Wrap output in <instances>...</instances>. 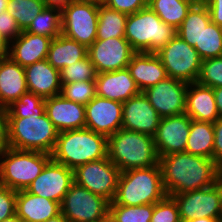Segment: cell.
<instances>
[{
    "instance_id": "cell-17",
    "label": "cell",
    "mask_w": 222,
    "mask_h": 222,
    "mask_svg": "<svg viewBox=\"0 0 222 222\" xmlns=\"http://www.w3.org/2000/svg\"><path fill=\"white\" fill-rule=\"evenodd\" d=\"M191 121L186 113L161 118L153 136L158 157L185 151Z\"/></svg>"
},
{
    "instance_id": "cell-48",
    "label": "cell",
    "mask_w": 222,
    "mask_h": 222,
    "mask_svg": "<svg viewBox=\"0 0 222 222\" xmlns=\"http://www.w3.org/2000/svg\"><path fill=\"white\" fill-rule=\"evenodd\" d=\"M219 118H222V87L213 88Z\"/></svg>"
},
{
    "instance_id": "cell-38",
    "label": "cell",
    "mask_w": 222,
    "mask_h": 222,
    "mask_svg": "<svg viewBox=\"0 0 222 222\" xmlns=\"http://www.w3.org/2000/svg\"><path fill=\"white\" fill-rule=\"evenodd\" d=\"M61 95L70 101L86 105L96 96L95 80L75 81L62 85Z\"/></svg>"
},
{
    "instance_id": "cell-36",
    "label": "cell",
    "mask_w": 222,
    "mask_h": 222,
    "mask_svg": "<svg viewBox=\"0 0 222 222\" xmlns=\"http://www.w3.org/2000/svg\"><path fill=\"white\" fill-rule=\"evenodd\" d=\"M153 210L154 204L109 205V222H150Z\"/></svg>"
},
{
    "instance_id": "cell-50",
    "label": "cell",
    "mask_w": 222,
    "mask_h": 222,
    "mask_svg": "<svg viewBox=\"0 0 222 222\" xmlns=\"http://www.w3.org/2000/svg\"><path fill=\"white\" fill-rule=\"evenodd\" d=\"M185 222H222L221 219H216V218H208V217H202V218H194L190 219Z\"/></svg>"
},
{
    "instance_id": "cell-52",
    "label": "cell",
    "mask_w": 222,
    "mask_h": 222,
    "mask_svg": "<svg viewBox=\"0 0 222 222\" xmlns=\"http://www.w3.org/2000/svg\"><path fill=\"white\" fill-rule=\"evenodd\" d=\"M0 222H24L17 214H14L13 216L6 218Z\"/></svg>"
},
{
    "instance_id": "cell-28",
    "label": "cell",
    "mask_w": 222,
    "mask_h": 222,
    "mask_svg": "<svg viewBox=\"0 0 222 222\" xmlns=\"http://www.w3.org/2000/svg\"><path fill=\"white\" fill-rule=\"evenodd\" d=\"M210 22V13L205 3L193 5L176 34L190 46L200 47L201 32Z\"/></svg>"
},
{
    "instance_id": "cell-11",
    "label": "cell",
    "mask_w": 222,
    "mask_h": 222,
    "mask_svg": "<svg viewBox=\"0 0 222 222\" xmlns=\"http://www.w3.org/2000/svg\"><path fill=\"white\" fill-rule=\"evenodd\" d=\"M121 171L108 156L80 165L73 170L74 183L102 196L110 203L114 200Z\"/></svg>"
},
{
    "instance_id": "cell-1",
    "label": "cell",
    "mask_w": 222,
    "mask_h": 222,
    "mask_svg": "<svg viewBox=\"0 0 222 222\" xmlns=\"http://www.w3.org/2000/svg\"><path fill=\"white\" fill-rule=\"evenodd\" d=\"M158 163L167 196L204 189L218 182L217 163L213 159L184 151L161 156Z\"/></svg>"
},
{
    "instance_id": "cell-16",
    "label": "cell",
    "mask_w": 222,
    "mask_h": 222,
    "mask_svg": "<svg viewBox=\"0 0 222 222\" xmlns=\"http://www.w3.org/2000/svg\"><path fill=\"white\" fill-rule=\"evenodd\" d=\"M123 103L95 96L85 105V128L107 138L122 128Z\"/></svg>"
},
{
    "instance_id": "cell-47",
    "label": "cell",
    "mask_w": 222,
    "mask_h": 222,
    "mask_svg": "<svg viewBox=\"0 0 222 222\" xmlns=\"http://www.w3.org/2000/svg\"><path fill=\"white\" fill-rule=\"evenodd\" d=\"M10 42L0 34V59L9 57Z\"/></svg>"
},
{
    "instance_id": "cell-34",
    "label": "cell",
    "mask_w": 222,
    "mask_h": 222,
    "mask_svg": "<svg viewBox=\"0 0 222 222\" xmlns=\"http://www.w3.org/2000/svg\"><path fill=\"white\" fill-rule=\"evenodd\" d=\"M201 60L222 56V27L210 22L200 35V47H194Z\"/></svg>"
},
{
    "instance_id": "cell-39",
    "label": "cell",
    "mask_w": 222,
    "mask_h": 222,
    "mask_svg": "<svg viewBox=\"0 0 222 222\" xmlns=\"http://www.w3.org/2000/svg\"><path fill=\"white\" fill-rule=\"evenodd\" d=\"M196 82L211 88L222 87V56L203 60Z\"/></svg>"
},
{
    "instance_id": "cell-27",
    "label": "cell",
    "mask_w": 222,
    "mask_h": 222,
    "mask_svg": "<svg viewBox=\"0 0 222 222\" xmlns=\"http://www.w3.org/2000/svg\"><path fill=\"white\" fill-rule=\"evenodd\" d=\"M88 48L64 35L51 40L47 60L59 71L87 56Z\"/></svg>"
},
{
    "instance_id": "cell-33",
    "label": "cell",
    "mask_w": 222,
    "mask_h": 222,
    "mask_svg": "<svg viewBox=\"0 0 222 222\" xmlns=\"http://www.w3.org/2000/svg\"><path fill=\"white\" fill-rule=\"evenodd\" d=\"M6 118H28L45 114V99L32 92L24 93L5 110Z\"/></svg>"
},
{
    "instance_id": "cell-12",
    "label": "cell",
    "mask_w": 222,
    "mask_h": 222,
    "mask_svg": "<svg viewBox=\"0 0 222 222\" xmlns=\"http://www.w3.org/2000/svg\"><path fill=\"white\" fill-rule=\"evenodd\" d=\"M178 206L181 222L194 218L221 219L220 181L199 190L171 195Z\"/></svg>"
},
{
    "instance_id": "cell-20",
    "label": "cell",
    "mask_w": 222,
    "mask_h": 222,
    "mask_svg": "<svg viewBox=\"0 0 222 222\" xmlns=\"http://www.w3.org/2000/svg\"><path fill=\"white\" fill-rule=\"evenodd\" d=\"M95 83L97 96L121 103L141 92L127 68L97 73Z\"/></svg>"
},
{
    "instance_id": "cell-53",
    "label": "cell",
    "mask_w": 222,
    "mask_h": 222,
    "mask_svg": "<svg viewBox=\"0 0 222 222\" xmlns=\"http://www.w3.org/2000/svg\"><path fill=\"white\" fill-rule=\"evenodd\" d=\"M9 0H0V13L7 10Z\"/></svg>"
},
{
    "instance_id": "cell-57",
    "label": "cell",
    "mask_w": 222,
    "mask_h": 222,
    "mask_svg": "<svg viewBox=\"0 0 222 222\" xmlns=\"http://www.w3.org/2000/svg\"><path fill=\"white\" fill-rule=\"evenodd\" d=\"M207 0H200V3H205Z\"/></svg>"
},
{
    "instance_id": "cell-18",
    "label": "cell",
    "mask_w": 222,
    "mask_h": 222,
    "mask_svg": "<svg viewBox=\"0 0 222 222\" xmlns=\"http://www.w3.org/2000/svg\"><path fill=\"white\" fill-rule=\"evenodd\" d=\"M160 120L143 92L123 102L122 128L125 130L154 136Z\"/></svg>"
},
{
    "instance_id": "cell-30",
    "label": "cell",
    "mask_w": 222,
    "mask_h": 222,
    "mask_svg": "<svg viewBox=\"0 0 222 222\" xmlns=\"http://www.w3.org/2000/svg\"><path fill=\"white\" fill-rule=\"evenodd\" d=\"M127 16V14L107 7L100 0L96 39L125 37Z\"/></svg>"
},
{
    "instance_id": "cell-41",
    "label": "cell",
    "mask_w": 222,
    "mask_h": 222,
    "mask_svg": "<svg viewBox=\"0 0 222 222\" xmlns=\"http://www.w3.org/2000/svg\"><path fill=\"white\" fill-rule=\"evenodd\" d=\"M17 191L0 185V221L16 214Z\"/></svg>"
},
{
    "instance_id": "cell-14",
    "label": "cell",
    "mask_w": 222,
    "mask_h": 222,
    "mask_svg": "<svg viewBox=\"0 0 222 222\" xmlns=\"http://www.w3.org/2000/svg\"><path fill=\"white\" fill-rule=\"evenodd\" d=\"M188 83L167 77L143 91L161 118L186 113Z\"/></svg>"
},
{
    "instance_id": "cell-46",
    "label": "cell",
    "mask_w": 222,
    "mask_h": 222,
    "mask_svg": "<svg viewBox=\"0 0 222 222\" xmlns=\"http://www.w3.org/2000/svg\"><path fill=\"white\" fill-rule=\"evenodd\" d=\"M8 147L6 113L0 110V158Z\"/></svg>"
},
{
    "instance_id": "cell-8",
    "label": "cell",
    "mask_w": 222,
    "mask_h": 222,
    "mask_svg": "<svg viewBox=\"0 0 222 222\" xmlns=\"http://www.w3.org/2000/svg\"><path fill=\"white\" fill-rule=\"evenodd\" d=\"M100 0H75L61 9V34L87 48L97 36Z\"/></svg>"
},
{
    "instance_id": "cell-6",
    "label": "cell",
    "mask_w": 222,
    "mask_h": 222,
    "mask_svg": "<svg viewBox=\"0 0 222 222\" xmlns=\"http://www.w3.org/2000/svg\"><path fill=\"white\" fill-rule=\"evenodd\" d=\"M175 35L149 6L127 16L125 38L136 52L156 53Z\"/></svg>"
},
{
    "instance_id": "cell-23",
    "label": "cell",
    "mask_w": 222,
    "mask_h": 222,
    "mask_svg": "<svg viewBox=\"0 0 222 222\" xmlns=\"http://www.w3.org/2000/svg\"><path fill=\"white\" fill-rule=\"evenodd\" d=\"M127 69L141 92L168 77L160 58L151 52H136Z\"/></svg>"
},
{
    "instance_id": "cell-37",
    "label": "cell",
    "mask_w": 222,
    "mask_h": 222,
    "mask_svg": "<svg viewBox=\"0 0 222 222\" xmlns=\"http://www.w3.org/2000/svg\"><path fill=\"white\" fill-rule=\"evenodd\" d=\"M61 84L71 83L75 81H91L97 77L95 66L90 61L88 55L68 65L60 70Z\"/></svg>"
},
{
    "instance_id": "cell-45",
    "label": "cell",
    "mask_w": 222,
    "mask_h": 222,
    "mask_svg": "<svg viewBox=\"0 0 222 222\" xmlns=\"http://www.w3.org/2000/svg\"><path fill=\"white\" fill-rule=\"evenodd\" d=\"M205 5L209 10L211 22L222 27V0H207Z\"/></svg>"
},
{
    "instance_id": "cell-54",
    "label": "cell",
    "mask_w": 222,
    "mask_h": 222,
    "mask_svg": "<svg viewBox=\"0 0 222 222\" xmlns=\"http://www.w3.org/2000/svg\"><path fill=\"white\" fill-rule=\"evenodd\" d=\"M218 168V181L222 182V160L217 163Z\"/></svg>"
},
{
    "instance_id": "cell-21",
    "label": "cell",
    "mask_w": 222,
    "mask_h": 222,
    "mask_svg": "<svg viewBox=\"0 0 222 222\" xmlns=\"http://www.w3.org/2000/svg\"><path fill=\"white\" fill-rule=\"evenodd\" d=\"M29 92L47 99L61 94L60 71L47 59L24 67Z\"/></svg>"
},
{
    "instance_id": "cell-44",
    "label": "cell",
    "mask_w": 222,
    "mask_h": 222,
    "mask_svg": "<svg viewBox=\"0 0 222 222\" xmlns=\"http://www.w3.org/2000/svg\"><path fill=\"white\" fill-rule=\"evenodd\" d=\"M214 147L213 160L218 163L222 160V118H218L214 123Z\"/></svg>"
},
{
    "instance_id": "cell-5",
    "label": "cell",
    "mask_w": 222,
    "mask_h": 222,
    "mask_svg": "<svg viewBox=\"0 0 222 222\" xmlns=\"http://www.w3.org/2000/svg\"><path fill=\"white\" fill-rule=\"evenodd\" d=\"M8 146L17 150L52 154L59 131L47 114L28 118H6Z\"/></svg>"
},
{
    "instance_id": "cell-19",
    "label": "cell",
    "mask_w": 222,
    "mask_h": 222,
    "mask_svg": "<svg viewBox=\"0 0 222 222\" xmlns=\"http://www.w3.org/2000/svg\"><path fill=\"white\" fill-rule=\"evenodd\" d=\"M45 113L60 132L85 128V106L61 94L45 99Z\"/></svg>"
},
{
    "instance_id": "cell-31",
    "label": "cell",
    "mask_w": 222,
    "mask_h": 222,
    "mask_svg": "<svg viewBox=\"0 0 222 222\" xmlns=\"http://www.w3.org/2000/svg\"><path fill=\"white\" fill-rule=\"evenodd\" d=\"M148 6L164 23L177 30L193 4L185 0H148Z\"/></svg>"
},
{
    "instance_id": "cell-32",
    "label": "cell",
    "mask_w": 222,
    "mask_h": 222,
    "mask_svg": "<svg viewBox=\"0 0 222 222\" xmlns=\"http://www.w3.org/2000/svg\"><path fill=\"white\" fill-rule=\"evenodd\" d=\"M24 31L52 39L61 35V9L45 7Z\"/></svg>"
},
{
    "instance_id": "cell-9",
    "label": "cell",
    "mask_w": 222,
    "mask_h": 222,
    "mask_svg": "<svg viewBox=\"0 0 222 222\" xmlns=\"http://www.w3.org/2000/svg\"><path fill=\"white\" fill-rule=\"evenodd\" d=\"M110 202L73 183L60 204L69 222H109Z\"/></svg>"
},
{
    "instance_id": "cell-49",
    "label": "cell",
    "mask_w": 222,
    "mask_h": 222,
    "mask_svg": "<svg viewBox=\"0 0 222 222\" xmlns=\"http://www.w3.org/2000/svg\"><path fill=\"white\" fill-rule=\"evenodd\" d=\"M45 2L46 7H57L64 8L66 5L75 0H43Z\"/></svg>"
},
{
    "instance_id": "cell-40",
    "label": "cell",
    "mask_w": 222,
    "mask_h": 222,
    "mask_svg": "<svg viewBox=\"0 0 222 222\" xmlns=\"http://www.w3.org/2000/svg\"><path fill=\"white\" fill-rule=\"evenodd\" d=\"M150 222H181L177 203L171 196L154 204Z\"/></svg>"
},
{
    "instance_id": "cell-55",
    "label": "cell",
    "mask_w": 222,
    "mask_h": 222,
    "mask_svg": "<svg viewBox=\"0 0 222 222\" xmlns=\"http://www.w3.org/2000/svg\"><path fill=\"white\" fill-rule=\"evenodd\" d=\"M185 1L191 2L193 5L200 4V0H185Z\"/></svg>"
},
{
    "instance_id": "cell-24",
    "label": "cell",
    "mask_w": 222,
    "mask_h": 222,
    "mask_svg": "<svg viewBox=\"0 0 222 222\" xmlns=\"http://www.w3.org/2000/svg\"><path fill=\"white\" fill-rule=\"evenodd\" d=\"M28 92L24 67L10 57L0 59V110Z\"/></svg>"
},
{
    "instance_id": "cell-29",
    "label": "cell",
    "mask_w": 222,
    "mask_h": 222,
    "mask_svg": "<svg viewBox=\"0 0 222 222\" xmlns=\"http://www.w3.org/2000/svg\"><path fill=\"white\" fill-rule=\"evenodd\" d=\"M214 139L213 123L192 119L185 151L213 159Z\"/></svg>"
},
{
    "instance_id": "cell-51",
    "label": "cell",
    "mask_w": 222,
    "mask_h": 222,
    "mask_svg": "<svg viewBox=\"0 0 222 222\" xmlns=\"http://www.w3.org/2000/svg\"><path fill=\"white\" fill-rule=\"evenodd\" d=\"M46 222H69L61 213L53 218L48 219Z\"/></svg>"
},
{
    "instance_id": "cell-35",
    "label": "cell",
    "mask_w": 222,
    "mask_h": 222,
    "mask_svg": "<svg viewBox=\"0 0 222 222\" xmlns=\"http://www.w3.org/2000/svg\"><path fill=\"white\" fill-rule=\"evenodd\" d=\"M43 0H9L7 10L21 30H25L37 14L45 9Z\"/></svg>"
},
{
    "instance_id": "cell-25",
    "label": "cell",
    "mask_w": 222,
    "mask_h": 222,
    "mask_svg": "<svg viewBox=\"0 0 222 222\" xmlns=\"http://www.w3.org/2000/svg\"><path fill=\"white\" fill-rule=\"evenodd\" d=\"M15 209L24 222H46L61 213L60 203L31 194L27 190L17 191Z\"/></svg>"
},
{
    "instance_id": "cell-15",
    "label": "cell",
    "mask_w": 222,
    "mask_h": 222,
    "mask_svg": "<svg viewBox=\"0 0 222 222\" xmlns=\"http://www.w3.org/2000/svg\"><path fill=\"white\" fill-rule=\"evenodd\" d=\"M73 183V170L51 159L26 190L61 204Z\"/></svg>"
},
{
    "instance_id": "cell-7",
    "label": "cell",
    "mask_w": 222,
    "mask_h": 222,
    "mask_svg": "<svg viewBox=\"0 0 222 222\" xmlns=\"http://www.w3.org/2000/svg\"><path fill=\"white\" fill-rule=\"evenodd\" d=\"M51 154L8 147L0 158V185L15 191L26 190L40 175Z\"/></svg>"
},
{
    "instance_id": "cell-4",
    "label": "cell",
    "mask_w": 222,
    "mask_h": 222,
    "mask_svg": "<svg viewBox=\"0 0 222 222\" xmlns=\"http://www.w3.org/2000/svg\"><path fill=\"white\" fill-rule=\"evenodd\" d=\"M167 196L159 163L148 168L120 173L117 192L109 205L139 206L155 204Z\"/></svg>"
},
{
    "instance_id": "cell-43",
    "label": "cell",
    "mask_w": 222,
    "mask_h": 222,
    "mask_svg": "<svg viewBox=\"0 0 222 222\" xmlns=\"http://www.w3.org/2000/svg\"><path fill=\"white\" fill-rule=\"evenodd\" d=\"M22 30L18 26L14 17L8 10L0 13V34H2L9 42L15 40Z\"/></svg>"
},
{
    "instance_id": "cell-22",
    "label": "cell",
    "mask_w": 222,
    "mask_h": 222,
    "mask_svg": "<svg viewBox=\"0 0 222 222\" xmlns=\"http://www.w3.org/2000/svg\"><path fill=\"white\" fill-rule=\"evenodd\" d=\"M52 38L28 33H22L10 42L9 57L22 67L47 59Z\"/></svg>"
},
{
    "instance_id": "cell-3",
    "label": "cell",
    "mask_w": 222,
    "mask_h": 222,
    "mask_svg": "<svg viewBox=\"0 0 222 222\" xmlns=\"http://www.w3.org/2000/svg\"><path fill=\"white\" fill-rule=\"evenodd\" d=\"M107 137L90 129L60 132L52 159L74 170L88 162L107 157Z\"/></svg>"
},
{
    "instance_id": "cell-13",
    "label": "cell",
    "mask_w": 222,
    "mask_h": 222,
    "mask_svg": "<svg viewBox=\"0 0 222 222\" xmlns=\"http://www.w3.org/2000/svg\"><path fill=\"white\" fill-rule=\"evenodd\" d=\"M136 51L125 37L96 39L88 47L87 55L97 73L111 72L127 68Z\"/></svg>"
},
{
    "instance_id": "cell-42",
    "label": "cell",
    "mask_w": 222,
    "mask_h": 222,
    "mask_svg": "<svg viewBox=\"0 0 222 222\" xmlns=\"http://www.w3.org/2000/svg\"><path fill=\"white\" fill-rule=\"evenodd\" d=\"M107 7L130 15L148 6V0H101Z\"/></svg>"
},
{
    "instance_id": "cell-56",
    "label": "cell",
    "mask_w": 222,
    "mask_h": 222,
    "mask_svg": "<svg viewBox=\"0 0 222 222\" xmlns=\"http://www.w3.org/2000/svg\"><path fill=\"white\" fill-rule=\"evenodd\" d=\"M220 188H221V220H222V182L220 181Z\"/></svg>"
},
{
    "instance_id": "cell-10",
    "label": "cell",
    "mask_w": 222,
    "mask_h": 222,
    "mask_svg": "<svg viewBox=\"0 0 222 222\" xmlns=\"http://www.w3.org/2000/svg\"><path fill=\"white\" fill-rule=\"evenodd\" d=\"M155 54L163 63L168 77L186 83L197 81L202 60L196 49L177 34Z\"/></svg>"
},
{
    "instance_id": "cell-26",
    "label": "cell",
    "mask_w": 222,
    "mask_h": 222,
    "mask_svg": "<svg viewBox=\"0 0 222 222\" xmlns=\"http://www.w3.org/2000/svg\"><path fill=\"white\" fill-rule=\"evenodd\" d=\"M186 114L193 120L214 123L219 114L214 90L197 82L188 83L186 91Z\"/></svg>"
},
{
    "instance_id": "cell-2",
    "label": "cell",
    "mask_w": 222,
    "mask_h": 222,
    "mask_svg": "<svg viewBox=\"0 0 222 222\" xmlns=\"http://www.w3.org/2000/svg\"><path fill=\"white\" fill-rule=\"evenodd\" d=\"M107 156L121 172L157 165L154 137L121 128L107 138Z\"/></svg>"
}]
</instances>
